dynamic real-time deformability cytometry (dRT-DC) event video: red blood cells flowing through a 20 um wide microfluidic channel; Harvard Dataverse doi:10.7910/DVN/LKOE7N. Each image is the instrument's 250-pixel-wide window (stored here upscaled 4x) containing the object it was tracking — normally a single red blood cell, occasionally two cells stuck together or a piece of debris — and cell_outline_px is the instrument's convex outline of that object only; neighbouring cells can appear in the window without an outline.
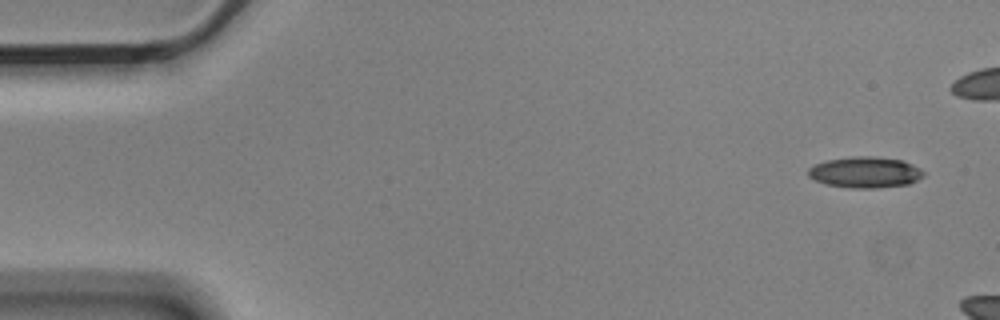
{"species": "Egyptian fruit bat (a non-hibernating species)", "species_latin": "Rousettus aegyptiacus", "temperature_condition": "cold", "stored_images_in_passage": 4, "camera_frame_rate_fps": 3000, "um_per_image_px": 0.085, "animal": {"sex": "male"}, "frame": {"image": 1, "passage_image": 1, "time_ms": 0.0, "image_size_px": [1000, 320], "cell_outline_px": [[924, 176], [908, 184], [876, 188], [848, 188], [824, 184], [808, 176], [808, 168], [812, 164], [828, 160], [852, 156], [872, 156], [904, 160], [920, 168], [924, 172]], "centroid_in_image_um": [73.52, 14.64], "position_along_channel_um": 11.5, "area_um2": 21.04}}